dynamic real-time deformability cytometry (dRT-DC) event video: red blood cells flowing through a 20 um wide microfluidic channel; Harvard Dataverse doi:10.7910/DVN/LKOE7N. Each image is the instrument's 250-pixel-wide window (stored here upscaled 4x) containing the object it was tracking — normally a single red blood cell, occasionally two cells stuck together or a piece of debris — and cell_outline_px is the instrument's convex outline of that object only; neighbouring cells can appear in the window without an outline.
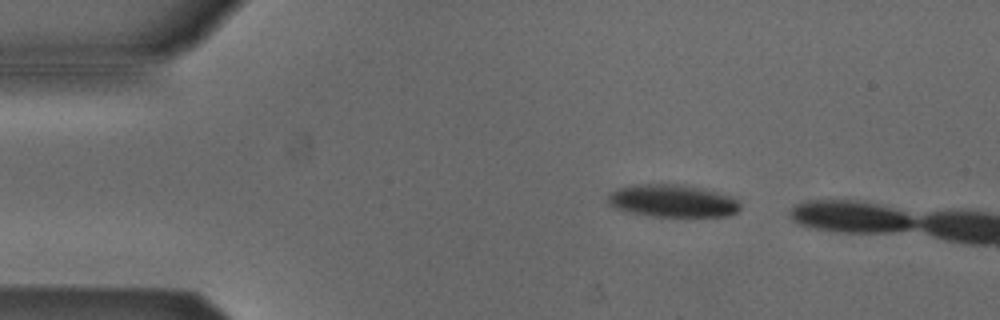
{"species": "Egyptian fruit bat (a non-hibernating species)", "species_latin": "Rousettus aegyptiacus", "temperature_condition": "cold", "stored_images_in_passage": 4, "camera_frame_rate_fps": 3000, "um_per_image_px": 0.085, "animal": {"sex": "male"}, "frame": {"image": 1, "passage_image": 1, "time_ms": 0.0, "image_size_px": [1000, 320], "cell_outline_px": [[740, 208], [736, 212], [728, 216], [652, 216], [632, 212], [616, 208], [608, 204], [608, 196], [612, 192], [620, 188], [640, 184], [684, 184], [728, 196], [736, 200], [740, 204]], "centroid_in_image_um": [57.15, 17.08], "position_along_channel_um": 27.8, "area_um2": 24.51}}